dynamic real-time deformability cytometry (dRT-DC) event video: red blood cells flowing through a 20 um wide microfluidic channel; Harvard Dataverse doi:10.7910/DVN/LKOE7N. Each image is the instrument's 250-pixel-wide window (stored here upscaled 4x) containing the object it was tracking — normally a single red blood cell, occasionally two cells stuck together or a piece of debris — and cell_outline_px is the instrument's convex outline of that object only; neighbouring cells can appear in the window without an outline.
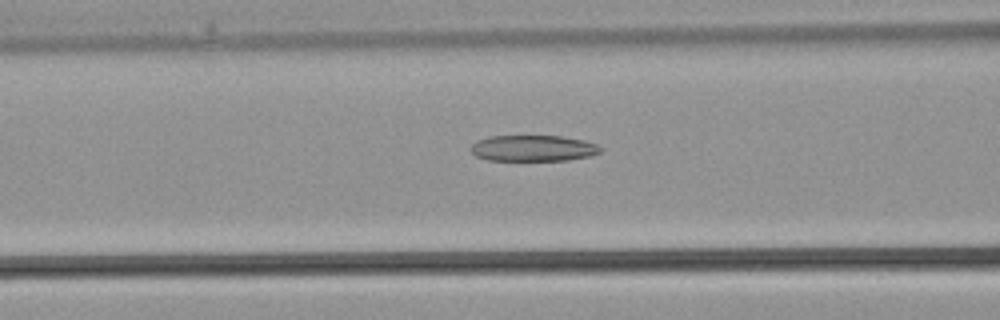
{"species": "common noctule bat (a hibernating species)", "species_latin": "Nyctalus noctula", "temperature_condition": "warm", "stored_images_in_passage": 27, "camera_frame_rate_fps": 3000, "um_per_image_px": 0.085, "animal": {"sex": "male", "body_mass_g": 21.5, "forearm_length_mm": 52.0}, "frame": {"image": 1, "passage_image": 5, "time_ms": 1.333, "image_size_px": [1000, 320], "cell_outline_px": [[604, 148], [600, 152], [592, 156], [568, 160], [488, 160], [476, 156], [472, 152], [472, 144], [476, 140], [488, 136], [564, 136], [584, 140], [596, 144]], "centroid_in_image_um": [45.36, 12.59], "position_along_channel_um": 121.2, "area_um2": 19.83}}
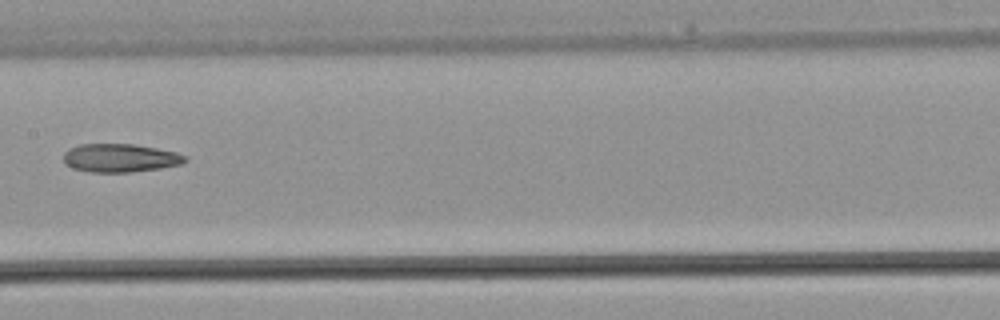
{"frame": {"image": 2, "passage_image": 9, "time_ms": 2.667, "image_size_px": [1000, 320], "cell_outline_px": [[188, 160], [180, 164], [160, 168], [128, 172], [92, 172], [72, 168], [64, 164], [64, 152], [68, 148], [80, 144], [136, 144], [176, 152], [188, 156]], "centroid_in_image_um": [10.2, 13.42], "position_along_channel_um": 197.2, "area_um2": 20.17}}
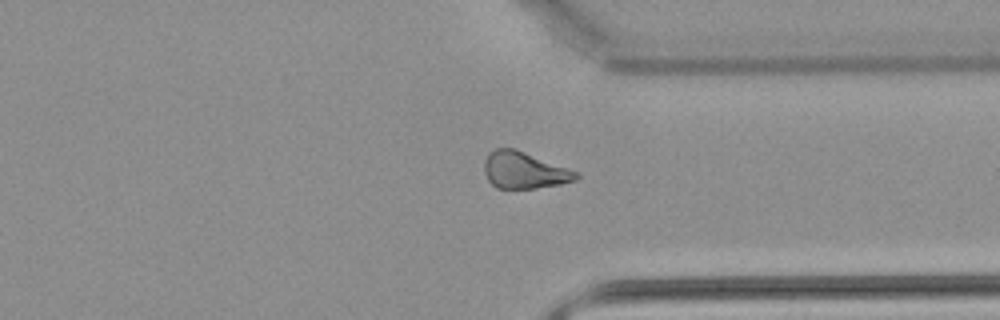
{"frame": {"image": 3, "passage_image": 18, "time_ms": 5.667, "image_size_px": [1000, 320], "cell_outline_px": [[580, 176], [576, 180], [560, 184], [536, 188], [496, 188], [488, 180], [484, 172], [484, 160], [488, 152], [496, 148], [516, 148], [576, 172]], "centroid_in_image_um": [44.51, 14.46], "position_along_channel_um": 366.9, "area_um2": 19.54}}